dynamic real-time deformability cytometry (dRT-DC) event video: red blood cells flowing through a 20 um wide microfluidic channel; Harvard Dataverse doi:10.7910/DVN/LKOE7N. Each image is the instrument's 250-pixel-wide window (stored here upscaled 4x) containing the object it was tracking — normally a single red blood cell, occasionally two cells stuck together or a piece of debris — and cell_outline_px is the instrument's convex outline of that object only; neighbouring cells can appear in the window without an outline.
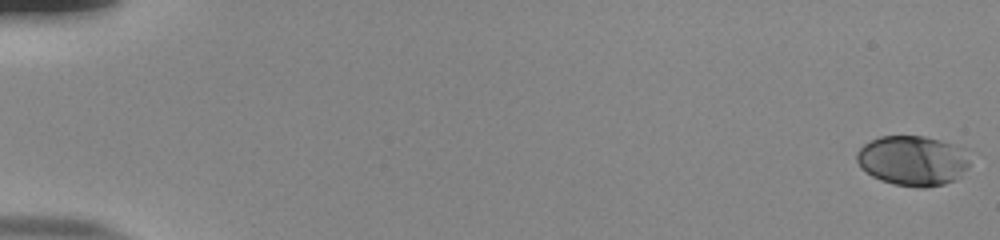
{"species": "human", "species_latin": "Homo sapiens", "temperature_condition": "room temperature", "stored_images_in_passage": 17, "camera_frame_rate_fps": 3000, "um_per_image_px": 0.085, "donor": {"sex": "male"}, "frame": {"image": 1, "passage_image": 1, "time_ms": 0.0, "image_size_px": [1000, 240], "cell_outline_px": [[968, 168], [956, 180], [944, 184], [924, 188], [916, 188], [892, 184], [880, 180], [872, 176], [860, 168], [856, 160], [856, 152], [864, 144], [880, 136], [924, 136], [940, 140], [968, 148]], "centroid_in_image_um": [77.6, 13.66], "position_along_channel_um": 7.4, "area_um2": 33.52}}
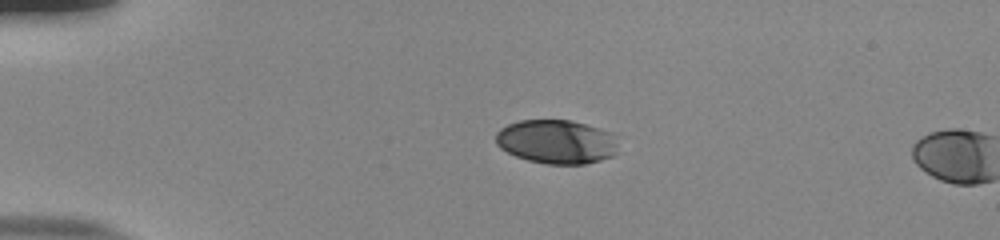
{"frame": {"image": 2, "passage_image": 14, "time_ms": 4.333, "image_size_px": [1000, 240], "cell_outline_px": [[616, 152], [612, 156], [600, 160], [584, 164], [548, 164], [528, 160], [516, 156], [500, 148], [496, 144], [496, 132], [500, 128], [508, 124], [520, 120], [568, 120], [584, 124], [612, 132], [616, 144]], "centroid_in_image_um": [47.27, 12.05], "position_along_channel_um": 37.7, "area_um2": 31.21}}